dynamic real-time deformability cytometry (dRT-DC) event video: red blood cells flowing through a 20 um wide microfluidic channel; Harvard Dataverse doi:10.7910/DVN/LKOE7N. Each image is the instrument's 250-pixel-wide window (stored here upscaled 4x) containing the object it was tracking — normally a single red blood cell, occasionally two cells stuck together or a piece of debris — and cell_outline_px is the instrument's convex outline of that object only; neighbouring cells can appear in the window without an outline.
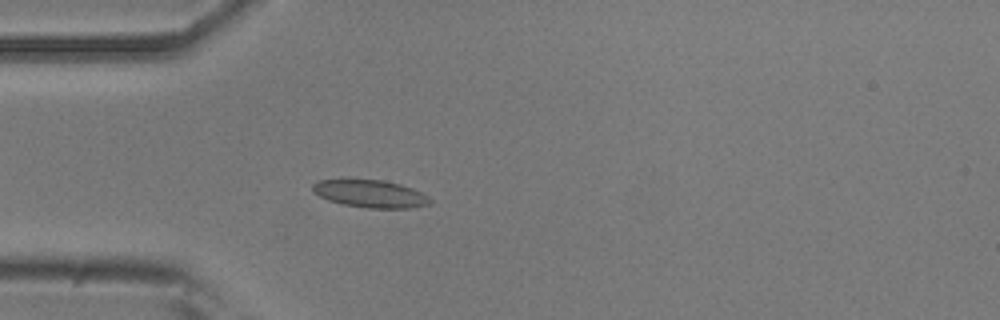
{"species": "common noctule bat (a hibernating species)", "species_latin": "Nyctalus noctula", "temperature_condition": "room temperature", "stored_images_in_passage": 47, "camera_frame_rate_fps": 3000, "um_per_image_px": 0.085, "animal": {"sex": "male", "body_mass_g": 20.5, "forearm_length_mm": 52.5}, "frame": {"image": 1, "passage_image": 14, "time_ms": 4.333, "image_size_px": [1000, 320], "cell_outline_px": [[432, 200], [428, 204], [408, 208], [368, 208], [344, 204], [328, 200], [312, 192], [312, 184], [320, 180], [380, 180], [400, 184], [412, 188], [428, 196]], "centroid_in_image_um": [31.46, 16.47], "position_along_channel_um": 53.5, "area_um2": 18.55}}
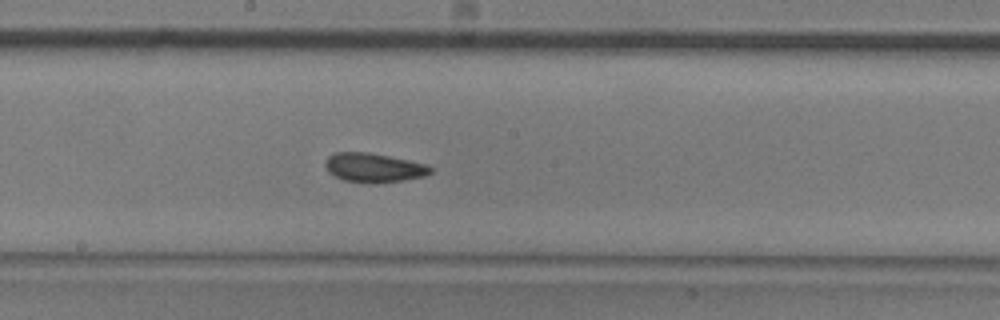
{"frame": {"image": 2, "passage_image": 27, "time_ms": 8.667, "image_size_px": [1000, 320], "cell_outline_px": [[432, 172], [424, 176], [404, 180], [344, 180], [328, 172], [324, 164], [328, 156], [336, 152], [368, 152], [408, 160], [424, 164], [432, 168]], "centroid_in_image_um": [31.74, 14.2], "position_along_channel_um": 216.5, "area_um2": 16.94}}
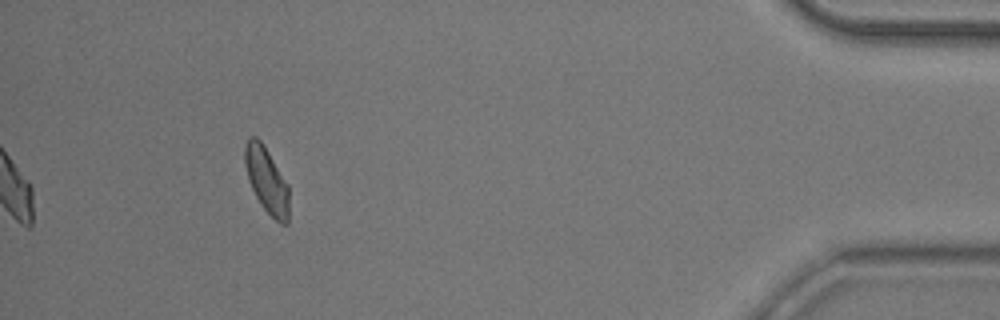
{"frame": {"image": 3, "passage_image": 47, "time_ms": 15.333, "image_size_px": [1000, 320], "cell_outline_px": [[288, 224], [280, 224], [264, 208], [256, 196], [248, 180], [244, 164], [244, 144], [248, 136], [256, 136], [260, 140], [268, 152], [288, 184]], "centroid_in_image_um": [22.64, 15.28], "position_along_channel_um": 412.6, "area_um2": 16.82}, "authors_computed_cell_mechanics": {"area_um2": 17.918, "velocity_mm_per_s": 3.8886, "shape_relaxation_time_tau1_ms": 5.063, "shape_relaxation_time_tau2_ms": 2.099, "deformation_change_tau1": 0.1091, "deformation_change_tau2": 0.0694}}